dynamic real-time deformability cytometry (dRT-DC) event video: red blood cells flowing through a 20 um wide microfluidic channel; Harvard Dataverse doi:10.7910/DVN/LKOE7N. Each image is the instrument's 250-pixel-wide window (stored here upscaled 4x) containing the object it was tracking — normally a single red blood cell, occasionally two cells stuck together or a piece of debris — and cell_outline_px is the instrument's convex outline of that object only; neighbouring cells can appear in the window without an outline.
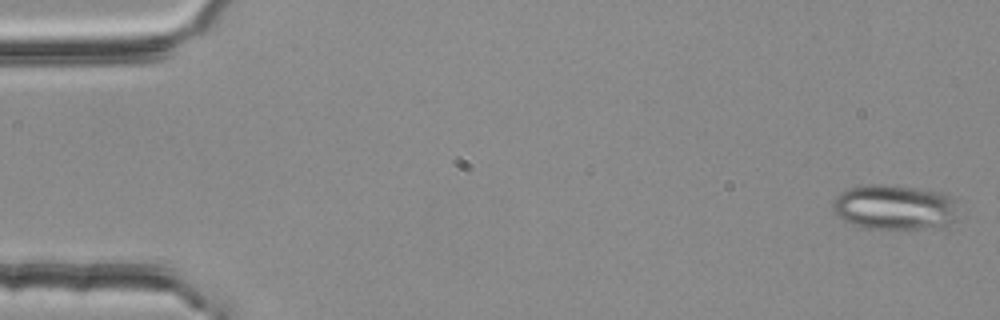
{"species": "common noctule bat (a hibernating species)", "species_latin": "Nyctalus noctula", "temperature_condition": "room temperature", "stored_images_in_passage": 55, "camera_frame_rate_fps": 3000, "um_per_image_px": 0.085, "animal": {"sex": "female", "body_mass_g": 25.1}, "frame": {"image": 1, "passage_image": 2, "time_ms": 0.333, "image_size_px": [1000, 320], "cell_outline_px": [[952, 220], [944, 224], [916, 228], [864, 228], [852, 224], [844, 220], [832, 212], [832, 200], [840, 192], [848, 188], [868, 184], [884, 184], [944, 192], [952, 200]], "centroid_in_image_um": [75.86, 17.58], "position_along_channel_um": 9.1, "area_um2": 32.08}}
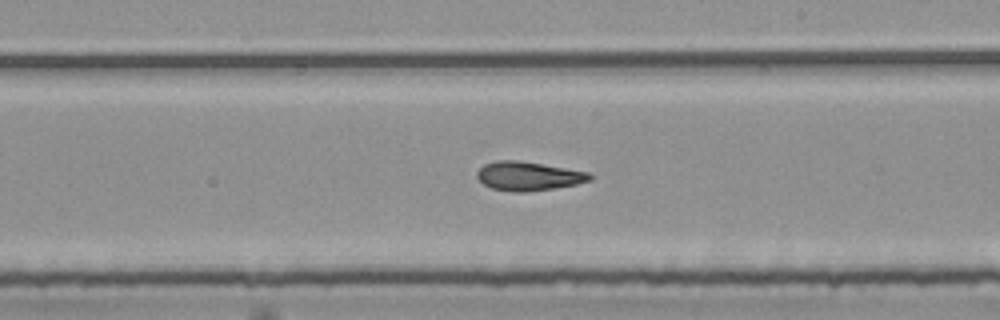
{"frame": {"image": 2, "passage_image": 32, "time_ms": 10.333, "image_size_px": [1000, 320], "cell_outline_px": [[592, 180], [576, 184], [556, 188], [524, 192], [512, 192], [492, 188], [484, 184], [476, 176], [476, 172], [484, 164], [496, 160], [516, 160], [588, 172], [592, 176]], "centroid_in_image_um": [44.89, 14.97], "position_along_channel_um": 244.1, "area_um2": 18.84}}
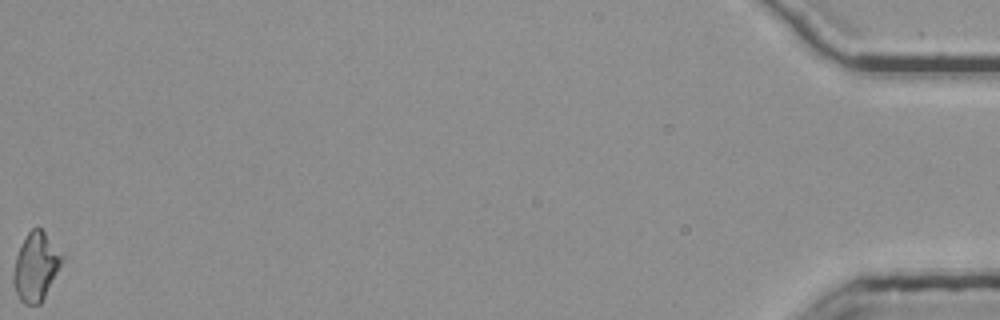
{"frame": {"image": 3, "passage_image": 55, "time_ms": 18.0, "image_size_px": [1000, 320], "cell_outline_px": [[64, 260], [40, 304], [24, 304], [20, 300], [12, 284], [12, 276], [16, 256], [20, 244], [28, 232], [32, 228], [40, 228], [44, 232], [64, 256]], "centroid_in_image_um": [3.02, 22.67], "position_along_channel_um": 432.2, "area_um2": 19.25}, "authors_computed_cell_mechanics": {"area_um2": 19.2474, "velocity_mm_per_s": 3.7971, "shape_relaxation_time_tau1_ms": null, "shape_relaxation_time_tau2_ms": 4.5385, "deformation_change_tau1": null, "deformation_change_tau2": 0.1308}}